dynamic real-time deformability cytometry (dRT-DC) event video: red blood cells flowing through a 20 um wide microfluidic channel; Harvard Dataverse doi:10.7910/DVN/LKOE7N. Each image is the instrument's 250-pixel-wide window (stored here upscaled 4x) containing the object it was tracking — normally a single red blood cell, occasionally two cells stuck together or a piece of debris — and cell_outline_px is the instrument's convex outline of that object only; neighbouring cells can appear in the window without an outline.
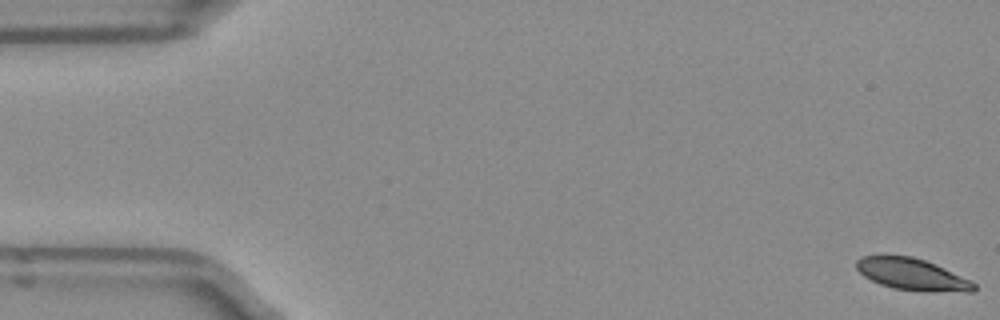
{"species": "Egyptian fruit bat (a non-hibernating species)", "species_latin": "Rousettus aegyptiacus", "temperature_condition": "room temperature", "stored_images_in_passage": 53, "camera_frame_rate_fps": 3000, "um_per_image_px": 0.085, "frame": {"image": 1, "passage_image": 1, "time_ms": 0.0, "image_size_px": [1000, 320], "cell_outline_px": [[976, 288], [972, 292], [924, 292], [892, 288], [880, 284], [864, 276], [856, 268], [856, 260], [860, 256], [912, 256], [924, 260], [944, 268], [972, 280], [976, 284]], "centroid_in_image_um": [77.56, 23.34], "position_along_channel_um": 7.4, "area_um2": 21.85}}
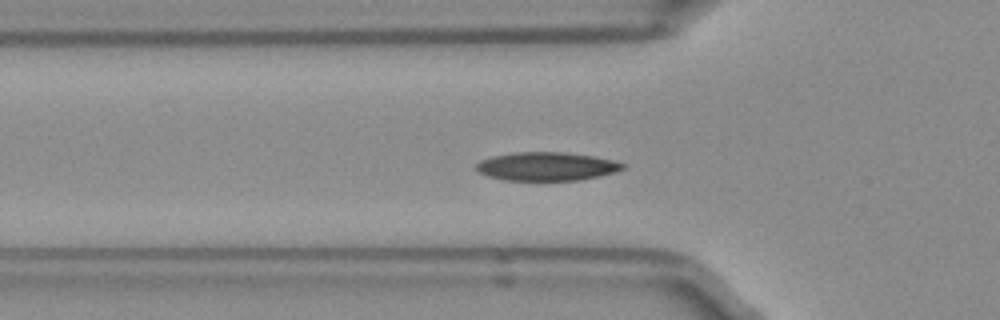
{"frame": {"image": 2, "passage_image": 17, "time_ms": 5.333, "image_size_px": [1000, 320], "cell_outline_px": [[624, 168], [600, 176], [580, 180], [504, 180], [488, 176], [480, 172], [476, 168], [476, 164], [480, 160], [492, 156], [516, 152], [564, 152], [592, 156], [612, 160], [624, 164]], "centroid_in_image_um": [46.43, 14.14], "position_along_channel_um": 79.4, "area_um2": 24.1}}
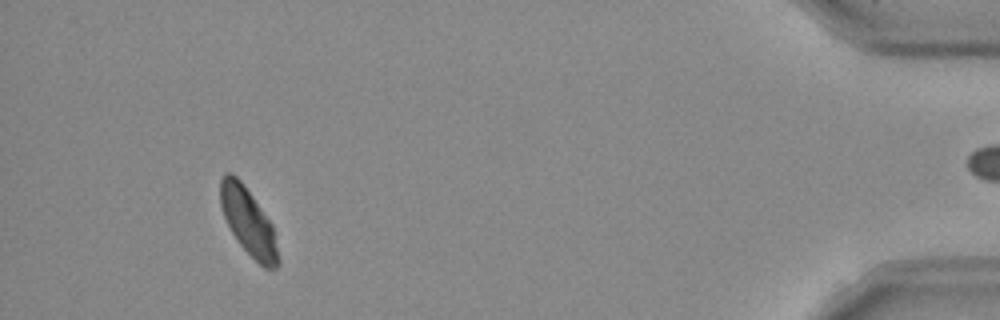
{"frame": {"image": 3, "passage_image": 48, "time_ms": 15.667, "image_size_px": [1000, 320], "cell_outline_px": [[280, 264], [276, 268], [264, 268], [240, 244], [232, 232], [224, 216], [220, 204], [220, 180], [224, 172], [232, 172], [244, 184], [272, 224], [280, 260]], "centroid_in_image_um": [21.11, 18.82], "position_along_channel_um": 414.1, "area_um2": 22.37}, "authors_computed_cell_mechanics": {"area_um2": 23.2934, "velocity_mm_per_s": 3.915, "shape_relaxation_time_tau1_ms": 4.2856, "shape_relaxation_time_tau2_ms": 8.7466, "deformation_change_tau1": 0.1105, "deformation_change_tau2": 0.1103}}